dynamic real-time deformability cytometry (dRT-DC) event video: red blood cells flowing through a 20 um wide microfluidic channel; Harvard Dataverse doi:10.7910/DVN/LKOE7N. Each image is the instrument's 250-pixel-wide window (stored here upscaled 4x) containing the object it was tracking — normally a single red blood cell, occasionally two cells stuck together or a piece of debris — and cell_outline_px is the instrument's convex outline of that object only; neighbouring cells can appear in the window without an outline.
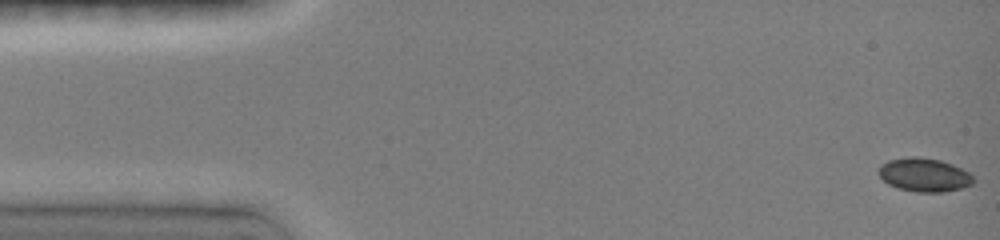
{"species": "common noctule bat (a hibernating species)", "species_latin": "Nyctalus noctula", "temperature_condition": "room temperature", "stored_images_in_passage": 8, "camera_frame_rate_fps": 3000, "um_per_image_px": 0.085, "animal": {"sex": "female", "body_mass_g": 19.0, "forearm_length_mm": 51.5}, "frame": {"image": 1, "passage_image": 1, "time_ms": 0.0, "image_size_px": [1000, 240], "cell_outline_px": [[976, 180], [972, 184], [960, 188], [944, 192], [916, 192], [896, 188], [888, 184], [876, 172], [880, 164], [888, 160], [908, 156], [916, 156], [940, 160], [952, 164], [968, 172]], "centroid_in_image_um": [78.52, 14.86], "position_along_channel_um": 6.5, "area_um2": 18.73}}
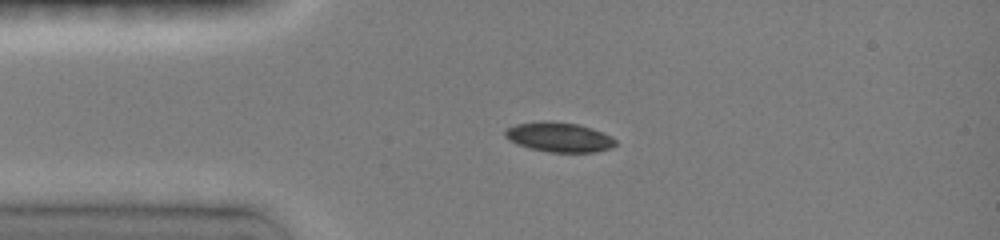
{"frame": {"image": 2, "passage_image": 6, "time_ms": 3.333, "image_size_px": [1000, 240], "cell_outline_px": [[616, 144], [612, 148], [596, 152], [548, 152], [528, 148], [516, 144], [508, 140], [504, 136], [504, 132], [508, 128], [516, 124], [540, 120], [548, 120], [576, 124], [592, 128], [612, 136], [616, 140]], "centroid_in_image_um": [47.51, 11.66], "position_along_channel_um": 37.5, "area_um2": 19.36}}